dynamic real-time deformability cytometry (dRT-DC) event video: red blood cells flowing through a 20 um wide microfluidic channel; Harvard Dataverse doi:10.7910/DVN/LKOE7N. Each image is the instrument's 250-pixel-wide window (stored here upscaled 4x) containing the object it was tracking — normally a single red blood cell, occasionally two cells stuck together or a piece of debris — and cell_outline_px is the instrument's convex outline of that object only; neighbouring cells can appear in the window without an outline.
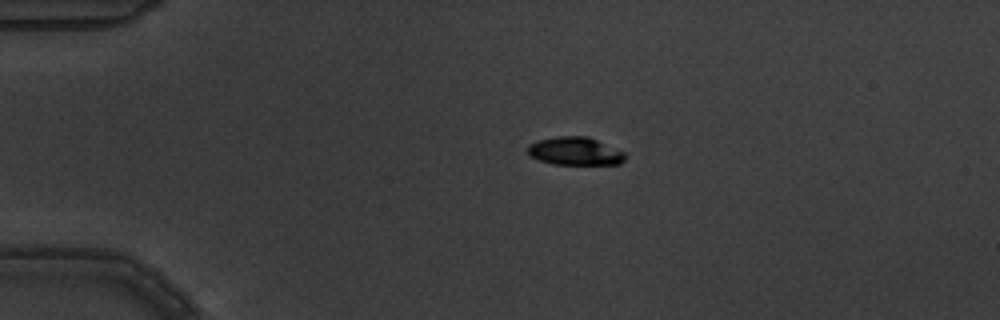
{"species": "common noctule bat (a hibernating species)", "species_latin": "Nyctalus noctula", "temperature_condition": "warm", "stored_images_in_passage": 6, "camera_frame_rate_fps": 3000, "um_per_image_px": 0.085, "animal": {"sex": "male", "body_mass_g": 19.5, "forearm_length_mm": 54.6}, "frame": {"image": 1, "passage_image": 4, "time_ms": 1.0, "image_size_px": [1000, 320], "cell_outline_px": [[624, 160], [620, 164], [552, 164], [528, 156], [528, 144], [540, 140], [556, 136], [588, 136], [624, 152]], "centroid_in_image_um": [48.85, 12.85], "position_along_channel_um": 36.2, "area_um2": 15.84}}